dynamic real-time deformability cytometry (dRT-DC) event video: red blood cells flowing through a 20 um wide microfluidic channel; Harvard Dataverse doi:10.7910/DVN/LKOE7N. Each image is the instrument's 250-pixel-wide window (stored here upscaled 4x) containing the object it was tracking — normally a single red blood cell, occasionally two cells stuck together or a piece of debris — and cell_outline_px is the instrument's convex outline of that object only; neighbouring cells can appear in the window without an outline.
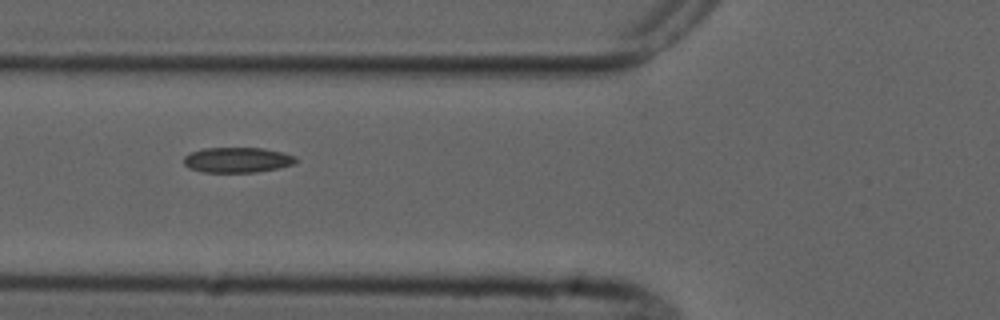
{"species": "common noctule bat (a hibernating species)", "species_latin": "Nyctalus noctula", "temperature_condition": "cold", "stored_images_in_passage": 10, "camera_frame_rate_fps": 3000, "um_per_image_px": 0.085, "animal": {"sex": "male", "forearm_length_mm": 52.5}, "frame": {"image": 1, "passage_image": 6, "time_ms": 6.667, "image_size_px": [1000, 320], "cell_outline_px": [[296, 164], [256, 172], [204, 172], [188, 168], [184, 164], [184, 156], [188, 152], [204, 148], [264, 148], [284, 152], [296, 156]], "centroid_in_image_um": [20.16, 13.58], "position_along_channel_um": 105.6, "area_um2": 16.65}}
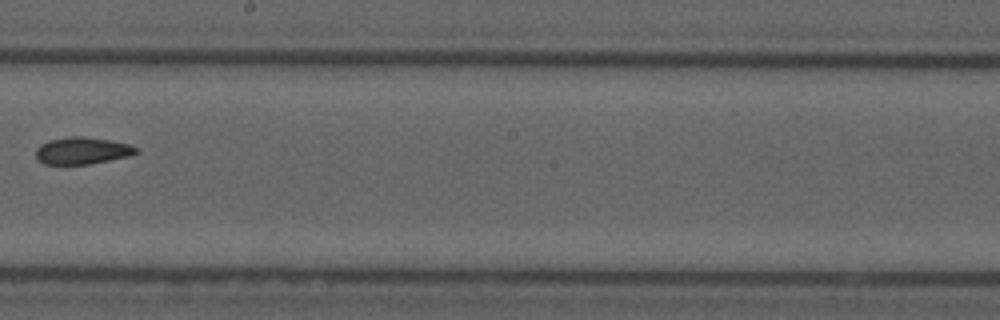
{"frame": {"image": 2, "passage_image": 9, "time_ms": 10.333, "image_size_px": [1000, 320], "cell_outline_px": [[136, 152], [128, 156], [88, 164], [44, 164], [36, 160], [36, 148], [40, 144], [48, 140], [68, 136], [80, 136], [108, 140], [128, 144], [136, 148]], "centroid_in_image_um": [6.89, 12.8], "position_along_channel_um": 241.3, "area_um2": 15.61}}
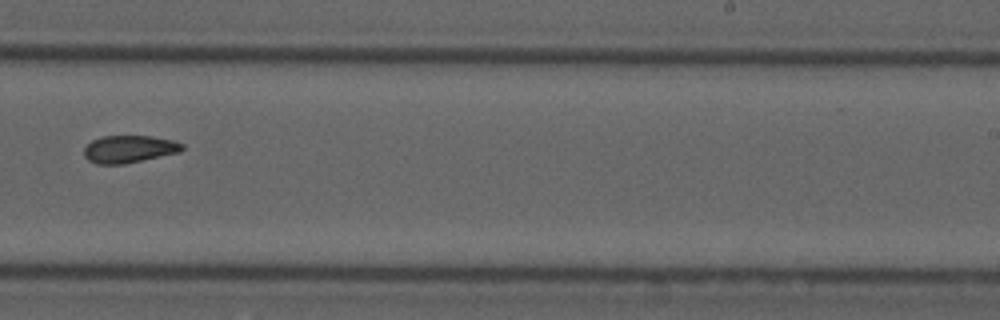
{"frame": {"image": 3, "passage_image": 10, "time_ms": 11.333, "image_size_px": [1000, 320], "cell_outline_px": [[184, 148], [180, 152], [124, 164], [96, 164], [88, 160], [84, 156], [84, 148], [92, 140], [104, 136], [152, 136], [172, 140], [184, 144]], "centroid_in_image_um": [10.97, 12.67], "position_along_channel_um": 278.0, "area_um2": 15.66}}